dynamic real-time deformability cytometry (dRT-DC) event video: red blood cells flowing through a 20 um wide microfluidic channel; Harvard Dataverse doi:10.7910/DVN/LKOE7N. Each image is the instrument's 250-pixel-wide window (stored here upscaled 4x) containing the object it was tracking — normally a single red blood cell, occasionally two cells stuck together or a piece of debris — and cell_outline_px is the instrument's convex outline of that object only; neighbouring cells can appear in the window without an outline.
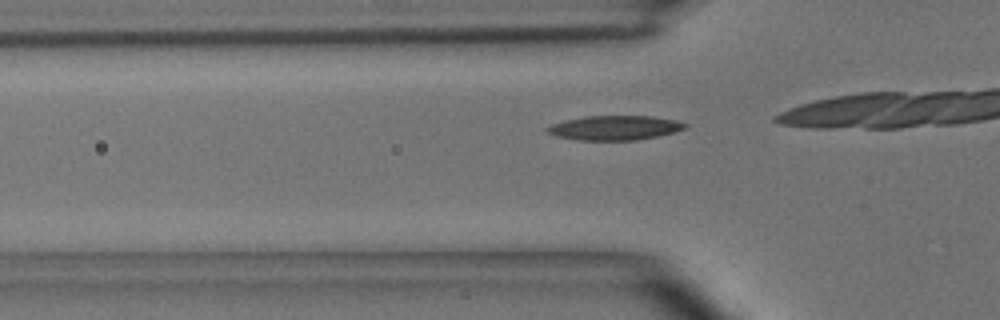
{"species": "common noctule bat (a hibernating species)", "species_latin": "Nyctalus noctula", "temperature_condition": "room temperature", "stored_images_in_passage": 17, "camera_frame_rate_fps": 3000, "um_per_image_px": 0.085, "animal": {"sex": "male", "body_mass_g": 15.6}, "frame": {"image": 1, "passage_image": 12, "time_ms": 3.667, "image_size_px": [1000, 320], "cell_outline_px": [[688, 124], [684, 128], [676, 132], [636, 140], [576, 140], [556, 136], [544, 132], [544, 128], [552, 124], [564, 120], [584, 116], [652, 116], [676, 120]], "centroid_in_image_um": [52.19, 10.86], "position_along_channel_um": 73.6, "area_um2": 19.77}}